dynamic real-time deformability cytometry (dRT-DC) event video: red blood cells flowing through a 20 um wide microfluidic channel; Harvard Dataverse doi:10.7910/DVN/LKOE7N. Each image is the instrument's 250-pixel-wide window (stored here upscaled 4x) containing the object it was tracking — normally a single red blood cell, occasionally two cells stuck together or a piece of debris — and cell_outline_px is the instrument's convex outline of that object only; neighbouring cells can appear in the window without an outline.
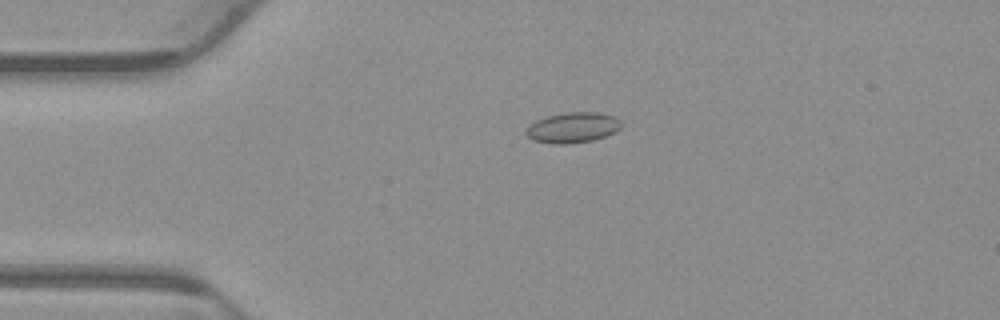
{"species": "common noctule bat (a hibernating species)", "species_latin": "Nyctalus noctula", "temperature_condition": "warm", "stored_images_in_passage": 54, "camera_frame_rate_fps": 3000, "um_per_image_px": 0.085, "animal": {"sex": "male", "body_mass_g": 23.1, "forearm_length_mm": 52.7}, "frame": {"image": 1, "passage_image": 12, "time_ms": 3.667, "image_size_px": [1000, 320], "cell_outline_px": [[620, 128], [616, 132], [592, 140], [572, 144], [552, 144], [532, 140], [524, 132], [536, 120], [548, 116], [568, 112], [596, 112], [616, 116], [620, 120]], "centroid_in_image_um": [48.69, 10.85], "position_along_channel_um": 36.3, "area_um2": 16.88}}
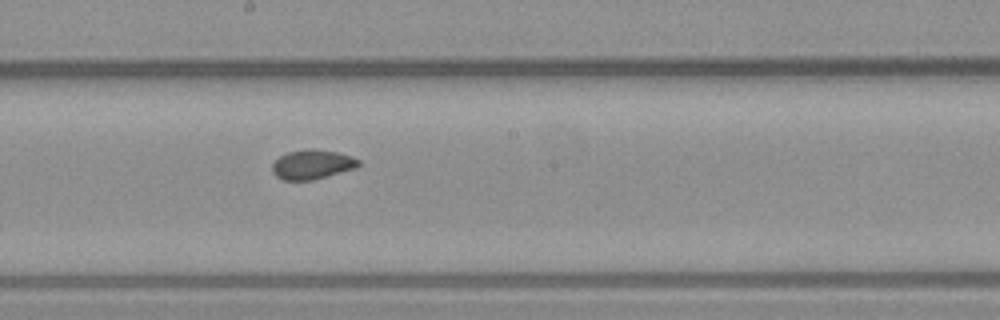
{"frame": {"image": 2, "passage_image": 29, "time_ms": 9.333, "image_size_px": [1000, 320], "cell_outline_px": [[360, 164], [356, 168], [312, 180], [284, 180], [276, 176], [272, 172], [272, 164], [280, 156], [288, 152], [312, 148], [340, 152], [352, 156], [360, 160]], "centroid_in_image_um": [26.56, 13.97], "position_along_channel_um": 221.6, "area_um2": 14.85}}
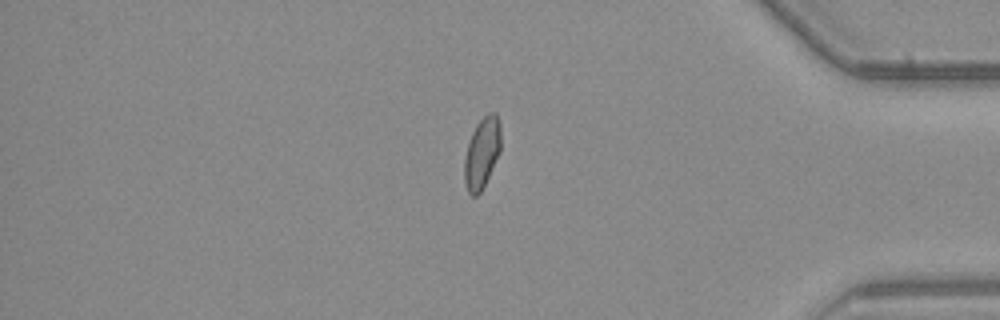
{"frame": {"image": 3, "passage_image": 45, "time_ms": 14.667, "image_size_px": [1000, 320], "cell_outline_px": [[500, 152], [480, 192], [476, 196], [472, 196], [468, 192], [464, 180], [464, 160], [468, 144], [472, 132], [476, 124], [488, 112], [496, 112], [500, 124]], "centroid_in_image_um": [40.96, 12.97], "position_along_channel_um": 394.2, "area_um2": 14.91}, "authors_computed_cell_mechanics": {"area_um2": 15.2014, "velocity_mm_per_s": 3.8439, "shape_relaxation_time_tau1_ms": null, "shape_relaxation_time_tau2_ms": 1.5263, "deformation_change_tau1": null, "deformation_change_tau2": 0.046}}